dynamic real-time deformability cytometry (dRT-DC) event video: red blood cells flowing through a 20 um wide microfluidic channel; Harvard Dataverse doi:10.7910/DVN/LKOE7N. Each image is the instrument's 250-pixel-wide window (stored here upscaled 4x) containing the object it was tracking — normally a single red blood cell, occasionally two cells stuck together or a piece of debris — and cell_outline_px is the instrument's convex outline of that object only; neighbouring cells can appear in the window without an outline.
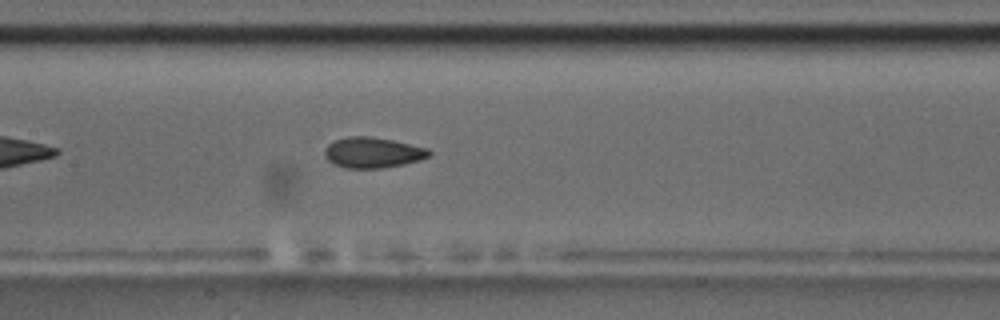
{"species": "common noctule bat (a hibernating species)", "species_latin": "Nyctalus noctula", "temperature_condition": "room temperature", "stored_images_in_passage": 42, "camera_frame_rate_fps": 3000, "um_per_image_px": 0.085, "animal": {"sex": "male", "body_mass_g": 17.5, "forearm_length_mm": 52.3}, "frame": {"image": 1, "passage_image": 13, "time_ms": 4.0, "image_size_px": [1000, 320], "cell_outline_px": [[432, 152], [428, 156], [420, 160], [404, 164], [380, 168], [348, 168], [332, 164], [324, 156], [324, 148], [328, 144], [336, 140], [348, 136], [372, 136], [392, 140], [428, 148]], "centroid_in_image_um": [31.66, 12.96], "position_along_channel_um": 175.7, "area_um2": 18.67}, "authors_computed_cell_mechanics": {"area_um2": 18.6405, "velocity_mm_per_s": 3.6765, "shape_relaxation_time_tau1_ms": 6.4906, "shape_relaxation_time_tau2_ms": 2.2462, "deformation_change_tau1": 0.1504, "deformation_change_tau2": 0.0784}}